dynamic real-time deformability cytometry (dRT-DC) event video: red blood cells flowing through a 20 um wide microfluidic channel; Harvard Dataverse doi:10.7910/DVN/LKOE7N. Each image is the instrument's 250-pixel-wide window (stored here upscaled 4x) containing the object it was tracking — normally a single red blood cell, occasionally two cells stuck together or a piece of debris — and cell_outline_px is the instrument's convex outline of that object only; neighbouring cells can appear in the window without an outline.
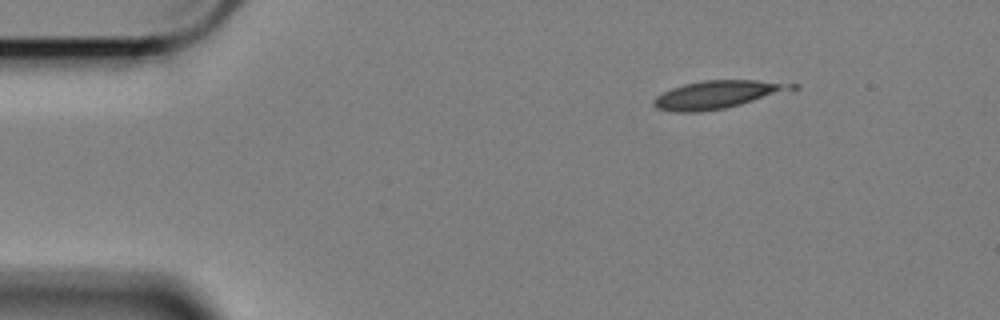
{"species": "Egyptian fruit bat (a non-hibernating species)", "species_latin": "Rousettus aegyptiacus", "temperature_condition": "cold", "stored_images_in_passage": 2, "camera_frame_rate_fps": 3000, "um_per_image_px": 0.085, "animal": {"sex": "female"}, "frame": {"image": 1, "passage_image": 1, "time_ms": 0.0, "image_size_px": [1000, 320], "cell_outline_px": [[780, 88], [772, 92], [752, 100], [740, 104], [724, 108], [700, 112], [676, 112], [656, 108], [652, 104], [652, 100], [656, 96], [672, 88], [684, 84], [704, 80], [756, 80], [780, 84]], "centroid_in_image_um": [60.52, 8.07], "position_along_channel_um": 24.5, "area_um2": 20.58}}